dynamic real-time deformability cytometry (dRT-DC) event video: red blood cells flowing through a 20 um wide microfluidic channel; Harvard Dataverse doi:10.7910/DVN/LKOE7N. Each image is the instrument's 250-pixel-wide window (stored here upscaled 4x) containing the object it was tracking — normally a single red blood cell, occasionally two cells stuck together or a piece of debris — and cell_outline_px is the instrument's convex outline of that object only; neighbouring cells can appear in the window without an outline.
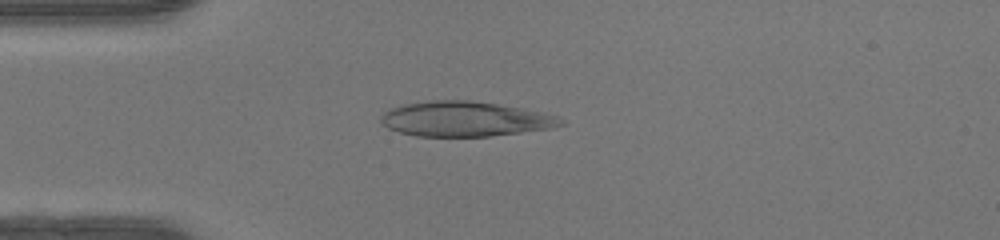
{"species": "human", "species_latin": "Homo sapiens", "temperature_condition": "warm", "stored_images_in_passage": 49, "camera_frame_rate_fps": 3000, "um_per_image_px": 0.085, "donor": {"sex": "female"}, "frame": {"image": 1, "passage_image": 13, "time_ms": 4.0, "image_size_px": [1000, 240], "cell_outline_px": [[564, 124], [548, 128], [520, 132], [488, 136], [416, 136], [400, 132], [388, 128], [380, 124], [380, 116], [388, 108], [400, 104], [428, 100], [472, 100], [500, 104], [560, 116], [564, 120]], "centroid_in_image_um": [39.45, 10.09], "position_along_channel_um": 45.5, "area_um2": 36.82}}
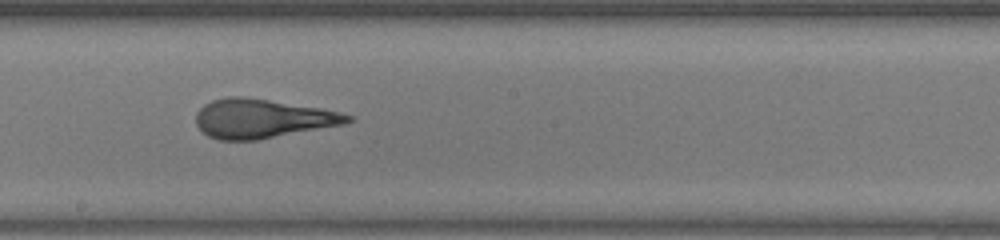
{"frame": {"image": 2, "passage_image": 27, "time_ms": 8.667, "image_size_px": [1000, 240], "cell_outline_px": [[352, 120], [344, 124], [256, 140], [220, 140], [208, 136], [196, 124], [196, 112], [204, 104], [212, 100], [228, 96], [244, 96], [320, 108], [340, 112], [352, 116]], "centroid_in_image_um": [22.26, 10.07], "position_along_channel_um": 225.9, "area_um2": 34.28}}
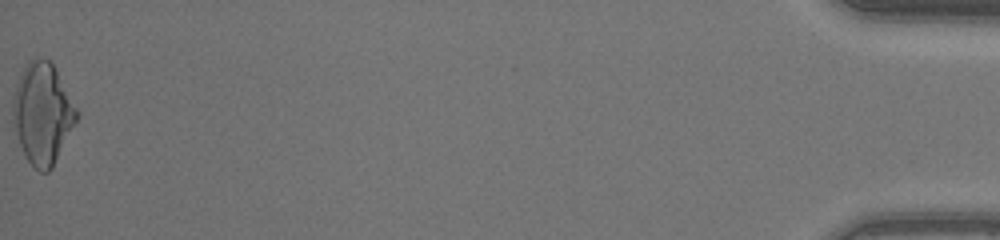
{"frame": {"image": 3, "passage_image": 49, "time_ms": 16.0, "image_size_px": [1000, 240], "cell_outline_px": [[80, 116], [52, 168], [48, 172], [40, 172], [24, 156], [16, 132], [12, 116], [12, 100], [16, 84], [24, 64], [28, 60], [36, 56], [52, 60], [80, 112]], "centroid_in_image_um": [3.64, 9.58], "position_along_channel_um": 431.6, "area_um2": 38.26}, "authors_computed_cell_mechanics": {"area_um2": 34.5066, "velocity_mm_per_s": 4.2601, "shape_relaxation_time_tau1_ms": 5.779, "shape_relaxation_time_tau2_ms": 0.9185, "deformation_change_tau1": 0.2606, "deformation_change_tau2": 0.0867}}